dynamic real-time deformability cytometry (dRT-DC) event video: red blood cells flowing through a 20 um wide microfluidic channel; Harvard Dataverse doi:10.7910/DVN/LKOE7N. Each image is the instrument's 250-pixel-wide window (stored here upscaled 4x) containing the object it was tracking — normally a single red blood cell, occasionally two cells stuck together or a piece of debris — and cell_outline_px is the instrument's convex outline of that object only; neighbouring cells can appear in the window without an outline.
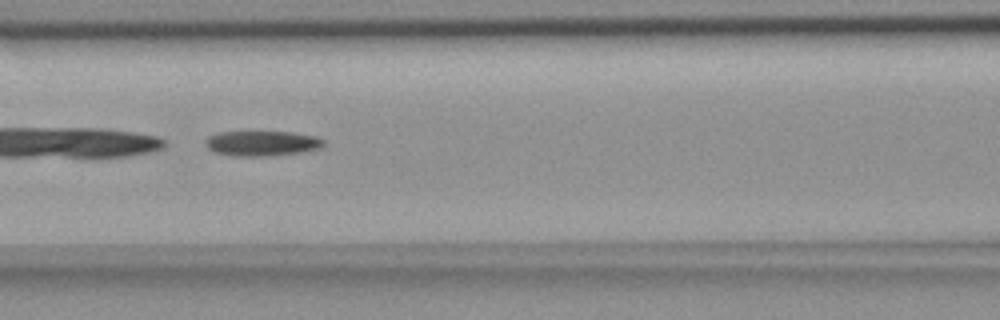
{"species": "common noctule bat (a hibernating species)", "species_latin": "Nyctalus noctula", "temperature_condition": "room temperature", "stored_images_in_passage": 44, "camera_frame_rate_fps": 3000, "um_per_image_px": 0.085, "animal": {"sex": "female", "body_mass_g": 18.4}, "frame": {"image": 1, "passage_image": 14, "time_ms": 4.333, "image_size_px": [1000, 320], "cell_outline_px": [[324, 144], [316, 148], [296, 152], [264, 156], [232, 156], [216, 152], [208, 148], [204, 144], [204, 140], [208, 136], [220, 132], [292, 132], [316, 136], [324, 140]], "centroid_in_image_um": [22.19, 12.17], "position_along_channel_um": 144.4, "area_um2": 16.99}}
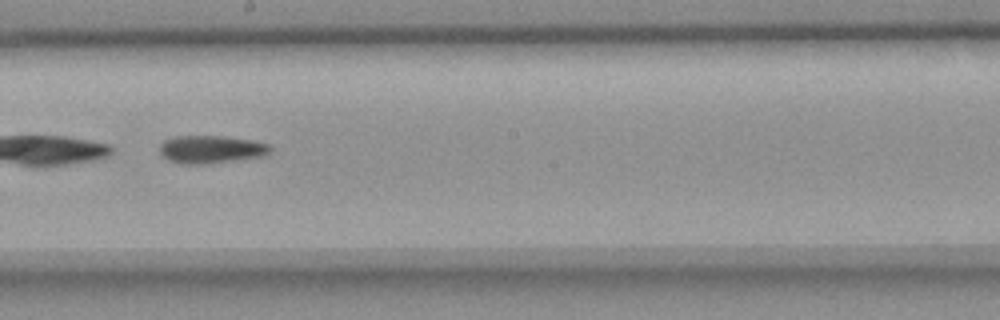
{"frame": {"image": 2, "passage_image": 21, "time_ms": 6.667, "image_size_px": [1000, 320], "cell_outline_px": [[272, 148], [264, 156], [200, 164], [184, 164], [168, 160], [160, 152], [160, 144], [164, 140], [176, 136], [224, 136], [252, 140], [268, 144]], "centroid_in_image_um": [17.92, 12.68], "position_along_channel_um": 230.3, "area_um2": 17.69}}
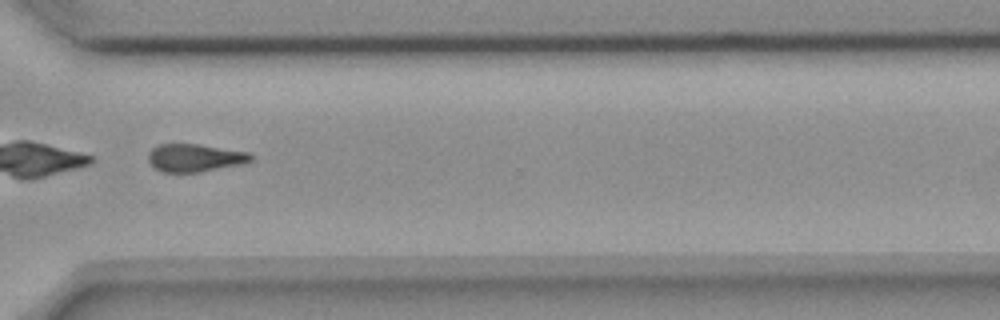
{"frame": {"image": 3, "passage_image": 31, "time_ms": 10.0, "image_size_px": [1000, 320], "cell_outline_px": [[252, 160], [244, 164], [200, 172], [164, 172], [156, 168], [148, 160], [148, 152], [152, 148], [160, 144], [196, 144], [248, 152], [252, 156]], "centroid_in_image_um": [16.57, 13.42], "position_along_channel_um": 354.0, "area_um2": 16.53}}